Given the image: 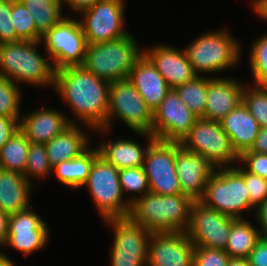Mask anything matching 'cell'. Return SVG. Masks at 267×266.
Listing matches in <instances>:
<instances>
[{"mask_svg": "<svg viewBox=\"0 0 267 266\" xmlns=\"http://www.w3.org/2000/svg\"><path fill=\"white\" fill-rule=\"evenodd\" d=\"M109 89V82L97 77L83 65L55 71L54 90L74 115L69 118L70 123L82 124L90 131L107 129Z\"/></svg>", "mask_w": 267, "mask_h": 266, "instance_id": "obj_1", "label": "cell"}, {"mask_svg": "<svg viewBox=\"0 0 267 266\" xmlns=\"http://www.w3.org/2000/svg\"><path fill=\"white\" fill-rule=\"evenodd\" d=\"M192 204L193 200L183 194L149 192L131 204L129 217L152 233L186 232Z\"/></svg>", "mask_w": 267, "mask_h": 266, "instance_id": "obj_2", "label": "cell"}, {"mask_svg": "<svg viewBox=\"0 0 267 266\" xmlns=\"http://www.w3.org/2000/svg\"><path fill=\"white\" fill-rule=\"evenodd\" d=\"M39 41L0 44V73L16 84L55 86V69L49 55L38 53Z\"/></svg>", "mask_w": 267, "mask_h": 266, "instance_id": "obj_3", "label": "cell"}, {"mask_svg": "<svg viewBox=\"0 0 267 266\" xmlns=\"http://www.w3.org/2000/svg\"><path fill=\"white\" fill-rule=\"evenodd\" d=\"M143 49L132 34L108 42L88 44L83 66L97 77L112 83L128 79Z\"/></svg>", "mask_w": 267, "mask_h": 266, "instance_id": "obj_4", "label": "cell"}, {"mask_svg": "<svg viewBox=\"0 0 267 266\" xmlns=\"http://www.w3.org/2000/svg\"><path fill=\"white\" fill-rule=\"evenodd\" d=\"M224 29L222 27L219 30L202 33L187 47H184L188 60L197 75L220 73L235 67L242 59L240 41L234 38L231 32H228L229 30Z\"/></svg>", "mask_w": 267, "mask_h": 266, "instance_id": "obj_5", "label": "cell"}, {"mask_svg": "<svg viewBox=\"0 0 267 266\" xmlns=\"http://www.w3.org/2000/svg\"><path fill=\"white\" fill-rule=\"evenodd\" d=\"M114 117L119 121L122 120L124 125L135 133L152 135L153 110L146 104L129 79L110 83L107 129H98L94 132L103 135L109 133L111 123L115 120Z\"/></svg>", "mask_w": 267, "mask_h": 266, "instance_id": "obj_6", "label": "cell"}, {"mask_svg": "<svg viewBox=\"0 0 267 266\" xmlns=\"http://www.w3.org/2000/svg\"><path fill=\"white\" fill-rule=\"evenodd\" d=\"M243 175L233 167H219L209 178L203 198L205 205L234 218H243L251 205Z\"/></svg>", "mask_w": 267, "mask_h": 266, "instance_id": "obj_7", "label": "cell"}, {"mask_svg": "<svg viewBox=\"0 0 267 266\" xmlns=\"http://www.w3.org/2000/svg\"><path fill=\"white\" fill-rule=\"evenodd\" d=\"M88 189L101 220L128 217L131 204L123 196L119 170L98 156L83 187Z\"/></svg>", "mask_w": 267, "mask_h": 266, "instance_id": "obj_8", "label": "cell"}, {"mask_svg": "<svg viewBox=\"0 0 267 266\" xmlns=\"http://www.w3.org/2000/svg\"><path fill=\"white\" fill-rule=\"evenodd\" d=\"M181 146L189 152L206 157L217 168L233 167L240 162V156L229 136L217 121L198 118Z\"/></svg>", "mask_w": 267, "mask_h": 266, "instance_id": "obj_9", "label": "cell"}, {"mask_svg": "<svg viewBox=\"0 0 267 266\" xmlns=\"http://www.w3.org/2000/svg\"><path fill=\"white\" fill-rule=\"evenodd\" d=\"M65 16L41 38L45 44L55 71L69 66L82 65L85 59L87 40L80 20Z\"/></svg>", "mask_w": 267, "mask_h": 266, "instance_id": "obj_10", "label": "cell"}, {"mask_svg": "<svg viewBox=\"0 0 267 266\" xmlns=\"http://www.w3.org/2000/svg\"><path fill=\"white\" fill-rule=\"evenodd\" d=\"M114 232L110 251L112 266H147L151 231L142 228L129 216L104 219Z\"/></svg>", "mask_w": 267, "mask_h": 266, "instance_id": "obj_11", "label": "cell"}, {"mask_svg": "<svg viewBox=\"0 0 267 266\" xmlns=\"http://www.w3.org/2000/svg\"><path fill=\"white\" fill-rule=\"evenodd\" d=\"M124 2V0H100L79 14L87 44L114 41L130 33L124 29L126 21Z\"/></svg>", "mask_w": 267, "mask_h": 266, "instance_id": "obj_12", "label": "cell"}, {"mask_svg": "<svg viewBox=\"0 0 267 266\" xmlns=\"http://www.w3.org/2000/svg\"><path fill=\"white\" fill-rule=\"evenodd\" d=\"M236 218L220 213L202 201H193L187 235L194 246L225 250Z\"/></svg>", "mask_w": 267, "mask_h": 266, "instance_id": "obj_13", "label": "cell"}, {"mask_svg": "<svg viewBox=\"0 0 267 266\" xmlns=\"http://www.w3.org/2000/svg\"><path fill=\"white\" fill-rule=\"evenodd\" d=\"M143 169L150 192L157 195L182 194L175 169V142L154 139L146 152Z\"/></svg>", "mask_w": 267, "mask_h": 266, "instance_id": "obj_14", "label": "cell"}, {"mask_svg": "<svg viewBox=\"0 0 267 266\" xmlns=\"http://www.w3.org/2000/svg\"><path fill=\"white\" fill-rule=\"evenodd\" d=\"M197 119L176 90L171 88L153 111L152 135L159 140L181 143Z\"/></svg>", "mask_w": 267, "mask_h": 266, "instance_id": "obj_15", "label": "cell"}, {"mask_svg": "<svg viewBox=\"0 0 267 266\" xmlns=\"http://www.w3.org/2000/svg\"><path fill=\"white\" fill-rule=\"evenodd\" d=\"M29 206L11 214L8 225V238L4 247L9 246L23 253L26 259L31 253L43 249L50 237L49 226Z\"/></svg>", "mask_w": 267, "mask_h": 266, "instance_id": "obj_16", "label": "cell"}, {"mask_svg": "<svg viewBox=\"0 0 267 266\" xmlns=\"http://www.w3.org/2000/svg\"><path fill=\"white\" fill-rule=\"evenodd\" d=\"M175 169L182 194L193 201L203 198L209 178L217 167L206 157L185 150L180 142H175Z\"/></svg>", "mask_w": 267, "mask_h": 266, "instance_id": "obj_17", "label": "cell"}, {"mask_svg": "<svg viewBox=\"0 0 267 266\" xmlns=\"http://www.w3.org/2000/svg\"><path fill=\"white\" fill-rule=\"evenodd\" d=\"M194 249L186 232L152 233L147 266H193Z\"/></svg>", "mask_w": 267, "mask_h": 266, "instance_id": "obj_18", "label": "cell"}, {"mask_svg": "<svg viewBox=\"0 0 267 266\" xmlns=\"http://www.w3.org/2000/svg\"><path fill=\"white\" fill-rule=\"evenodd\" d=\"M143 49V54L152 62L170 88H175L193 79L197 74L188 60L185 49L161 44Z\"/></svg>", "mask_w": 267, "mask_h": 266, "instance_id": "obj_19", "label": "cell"}, {"mask_svg": "<svg viewBox=\"0 0 267 266\" xmlns=\"http://www.w3.org/2000/svg\"><path fill=\"white\" fill-rule=\"evenodd\" d=\"M244 86L236 78L210 76L202 119L220 122L242 102Z\"/></svg>", "mask_w": 267, "mask_h": 266, "instance_id": "obj_20", "label": "cell"}, {"mask_svg": "<svg viewBox=\"0 0 267 266\" xmlns=\"http://www.w3.org/2000/svg\"><path fill=\"white\" fill-rule=\"evenodd\" d=\"M69 125L71 123L65 112L43 105L27 115L22 114L19 129L31 143L45 144L62 133Z\"/></svg>", "mask_w": 267, "mask_h": 266, "instance_id": "obj_21", "label": "cell"}, {"mask_svg": "<svg viewBox=\"0 0 267 266\" xmlns=\"http://www.w3.org/2000/svg\"><path fill=\"white\" fill-rule=\"evenodd\" d=\"M146 104L154 111L171 89L152 62L142 54L134 63L128 78Z\"/></svg>", "mask_w": 267, "mask_h": 266, "instance_id": "obj_22", "label": "cell"}, {"mask_svg": "<svg viewBox=\"0 0 267 266\" xmlns=\"http://www.w3.org/2000/svg\"><path fill=\"white\" fill-rule=\"evenodd\" d=\"M136 134L147 138L148 143L145 148L136 141L117 138L114 141H102L98 144L99 156L118 170L142 167L148 147L155 137L149 133L136 132Z\"/></svg>", "mask_w": 267, "mask_h": 266, "instance_id": "obj_23", "label": "cell"}, {"mask_svg": "<svg viewBox=\"0 0 267 266\" xmlns=\"http://www.w3.org/2000/svg\"><path fill=\"white\" fill-rule=\"evenodd\" d=\"M220 123L239 156L251 149L260 130L259 123L243 102L230 111Z\"/></svg>", "mask_w": 267, "mask_h": 266, "instance_id": "obj_24", "label": "cell"}, {"mask_svg": "<svg viewBox=\"0 0 267 266\" xmlns=\"http://www.w3.org/2000/svg\"><path fill=\"white\" fill-rule=\"evenodd\" d=\"M88 134L81 125L71 124L58 136L45 143L51 166L54 167L86 152L90 148V133Z\"/></svg>", "mask_w": 267, "mask_h": 266, "instance_id": "obj_25", "label": "cell"}, {"mask_svg": "<svg viewBox=\"0 0 267 266\" xmlns=\"http://www.w3.org/2000/svg\"><path fill=\"white\" fill-rule=\"evenodd\" d=\"M32 188L23 174L0 168V209L11 215L28 208Z\"/></svg>", "mask_w": 267, "mask_h": 266, "instance_id": "obj_26", "label": "cell"}, {"mask_svg": "<svg viewBox=\"0 0 267 266\" xmlns=\"http://www.w3.org/2000/svg\"><path fill=\"white\" fill-rule=\"evenodd\" d=\"M99 156L97 147H91L82 155L65 160L52 168L57 180L72 189L83 188L95 159Z\"/></svg>", "mask_w": 267, "mask_h": 266, "instance_id": "obj_27", "label": "cell"}, {"mask_svg": "<svg viewBox=\"0 0 267 266\" xmlns=\"http://www.w3.org/2000/svg\"><path fill=\"white\" fill-rule=\"evenodd\" d=\"M261 237L256 225L245 218H237L232 223L225 251L230 258L248 259Z\"/></svg>", "mask_w": 267, "mask_h": 266, "instance_id": "obj_28", "label": "cell"}, {"mask_svg": "<svg viewBox=\"0 0 267 266\" xmlns=\"http://www.w3.org/2000/svg\"><path fill=\"white\" fill-rule=\"evenodd\" d=\"M30 141L18 129L0 149V168L24 175L29 154Z\"/></svg>", "mask_w": 267, "mask_h": 266, "instance_id": "obj_29", "label": "cell"}, {"mask_svg": "<svg viewBox=\"0 0 267 266\" xmlns=\"http://www.w3.org/2000/svg\"><path fill=\"white\" fill-rule=\"evenodd\" d=\"M23 4L31 13L36 30L41 36L65 17L62 14V0H28Z\"/></svg>", "mask_w": 267, "mask_h": 266, "instance_id": "obj_30", "label": "cell"}, {"mask_svg": "<svg viewBox=\"0 0 267 266\" xmlns=\"http://www.w3.org/2000/svg\"><path fill=\"white\" fill-rule=\"evenodd\" d=\"M209 76L197 75L174 89L182 102L198 117L204 116Z\"/></svg>", "mask_w": 267, "mask_h": 266, "instance_id": "obj_31", "label": "cell"}, {"mask_svg": "<svg viewBox=\"0 0 267 266\" xmlns=\"http://www.w3.org/2000/svg\"><path fill=\"white\" fill-rule=\"evenodd\" d=\"M52 168L45 145L30 142L24 177L35 186L34 179L45 180L52 173Z\"/></svg>", "mask_w": 267, "mask_h": 266, "instance_id": "obj_32", "label": "cell"}, {"mask_svg": "<svg viewBox=\"0 0 267 266\" xmlns=\"http://www.w3.org/2000/svg\"><path fill=\"white\" fill-rule=\"evenodd\" d=\"M242 102L259 123L260 128L267 127V86L246 84L243 89Z\"/></svg>", "mask_w": 267, "mask_h": 266, "instance_id": "obj_33", "label": "cell"}, {"mask_svg": "<svg viewBox=\"0 0 267 266\" xmlns=\"http://www.w3.org/2000/svg\"><path fill=\"white\" fill-rule=\"evenodd\" d=\"M119 182L123 196H125V192L131 193L129 197L132 198L127 199L130 204L150 192L148 179L143 167L120 169Z\"/></svg>", "mask_w": 267, "mask_h": 266, "instance_id": "obj_34", "label": "cell"}, {"mask_svg": "<svg viewBox=\"0 0 267 266\" xmlns=\"http://www.w3.org/2000/svg\"><path fill=\"white\" fill-rule=\"evenodd\" d=\"M21 89L19 85L0 73V115L15 120L21 118Z\"/></svg>", "mask_w": 267, "mask_h": 266, "instance_id": "obj_35", "label": "cell"}, {"mask_svg": "<svg viewBox=\"0 0 267 266\" xmlns=\"http://www.w3.org/2000/svg\"><path fill=\"white\" fill-rule=\"evenodd\" d=\"M249 53V67L253 82L267 86V33L252 42Z\"/></svg>", "mask_w": 267, "mask_h": 266, "instance_id": "obj_36", "label": "cell"}, {"mask_svg": "<svg viewBox=\"0 0 267 266\" xmlns=\"http://www.w3.org/2000/svg\"><path fill=\"white\" fill-rule=\"evenodd\" d=\"M11 21L21 40L41 41L42 36L37 32L33 17L23 3L13 2Z\"/></svg>", "mask_w": 267, "mask_h": 266, "instance_id": "obj_37", "label": "cell"}, {"mask_svg": "<svg viewBox=\"0 0 267 266\" xmlns=\"http://www.w3.org/2000/svg\"><path fill=\"white\" fill-rule=\"evenodd\" d=\"M238 166V167H237ZM234 167L243 175L251 205L256 209L267 197V180L248 172L240 163Z\"/></svg>", "mask_w": 267, "mask_h": 266, "instance_id": "obj_38", "label": "cell"}, {"mask_svg": "<svg viewBox=\"0 0 267 266\" xmlns=\"http://www.w3.org/2000/svg\"><path fill=\"white\" fill-rule=\"evenodd\" d=\"M229 261L225 250L195 246L193 266H227Z\"/></svg>", "mask_w": 267, "mask_h": 266, "instance_id": "obj_39", "label": "cell"}, {"mask_svg": "<svg viewBox=\"0 0 267 266\" xmlns=\"http://www.w3.org/2000/svg\"><path fill=\"white\" fill-rule=\"evenodd\" d=\"M12 5L11 0H0V44L21 40L11 21Z\"/></svg>", "mask_w": 267, "mask_h": 266, "instance_id": "obj_40", "label": "cell"}, {"mask_svg": "<svg viewBox=\"0 0 267 266\" xmlns=\"http://www.w3.org/2000/svg\"><path fill=\"white\" fill-rule=\"evenodd\" d=\"M248 172L267 180V154L244 152L239 162Z\"/></svg>", "mask_w": 267, "mask_h": 266, "instance_id": "obj_41", "label": "cell"}, {"mask_svg": "<svg viewBox=\"0 0 267 266\" xmlns=\"http://www.w3.org/2000/svg\"><path fill=\"white\" fill-rule=\"evenodd\" d=\"M250 266H267V237L262 236L248 257Z\"/></svg>", "mask_w": 267, "mask_h": 266, "instance_id": "obj_42", "label": "cell"}, {"mask_svg": "<svg viewBox=\"0 0 267 266\" xmlns=\"http://www.w3.org/2000/svg\"><path fill=\"white\" fill-rule=\"evenodd\" d=\"M20 120L0 115V149L19 129Z\"/></svg>", "mask_w": 267, "mask_h": 266, "instance_id": "obj_43", "label": "cell"}, {"mask_svg": "<svg viewBox=\"0 0 267 266\" xmlns=\"http://www.w3.org/2000/svg\"><path fill=\"white\" fill-rule=\"evenodd\" d=\"M255 217L259 226L258 228L261 231V235L267 237V197L256 209Z\"/></svg>", "mask_w": 267, "mask_h": 266, "instance_id": "obj_44", "label": "cell"}, {"mask_svg": "<svg viewBox=\"0 0 267 266\" xmlns=\"http://www.w3.org/2000/svg\"><path fill=\"white\" fill-rule=\"evenodd\" d=\"M100 0H62V5L69 7L70 11L78 13V15L85 9L90 8L91 6L98 3Z\"/></svg>", "mask_w": 267, "mask_h": 266, "instance_id": "obj_45", "label": "cell"}, {"mask_svg": "<svg viewBox=\"0 0 267 266\" xmlns=\"http://www.w3.org/2000/svg\"><path fill=\"white\" fill-rule=\"evenodd\" d=\"M267 154V127L260 128L257 137L249 151Z\"/></svg>", "mask_w": 267, "mask_h": 266, "instance_id": "obj_46", "label": "cell"}, {"mask_svg": "<svg viewBox=\"0 0 267 266\" xmlns=\"http://www.w3.org/2000/svg\"><path fill=\"white\" fill-rule=\"evenodd\" d=\"M9 217V214L0 209V247H4L8 238Z\"/></svg>", "mask_w": 267, "mask_h": 266, "instance_id": "obj_47", "label": "cell"}, {"mask_svg": "<svg viewBox=\"0 0 267 266\" xmlns=\"http://www.w3.org/2000/svg\"><path fill=\"white\" fill-rule=\"evenodd\" d=\"M251 4L258 17L267 21V0H252Z\"/></svg>", "mask_w": 267, "mask_h": 266, "instance_id": "obj_48", "label": "cell"}, {"mask_svg": "<svg viewBox=\"0 0 267 266\" xmlns=\"http://www.w3.org/2000/svg\"><path fill=\"white\" fill-rule=\"evenodd\" d=\"M227 266H250L248 259L230 258Z\"/></svg>", "mask_w": 267, "mask_h": 266, "instance_id": "obj_49", "label": "cell"}, {"mask_svg": "<svg viewBox=\"0 0 267 266\" xmlns=\"http://www.w3.org/2000/svg\"><path fill=\"white\" fill-rule=\"evenodd\" d=\"M0 266H15V263L4 252L0 251Z\"/></svg>", "mask_w": 267, "mask_h": 266, "instance_id": "obj_50", "label": "cell"}, {"mask_svg": "<svg viewBox=\"0 0 267 266\" xmlns=\"http://www.w3.org/2000/svg\"><path fill=\"white\" fill-rule=\"evenodd\" d=\"M12 2H18V3H24V2H26V1H28V0H11Z\"/></svg>", "mask_w": 267, "mask_h": 266, "instance_id": "obj_51", "label": "cell"}]
</instances>
